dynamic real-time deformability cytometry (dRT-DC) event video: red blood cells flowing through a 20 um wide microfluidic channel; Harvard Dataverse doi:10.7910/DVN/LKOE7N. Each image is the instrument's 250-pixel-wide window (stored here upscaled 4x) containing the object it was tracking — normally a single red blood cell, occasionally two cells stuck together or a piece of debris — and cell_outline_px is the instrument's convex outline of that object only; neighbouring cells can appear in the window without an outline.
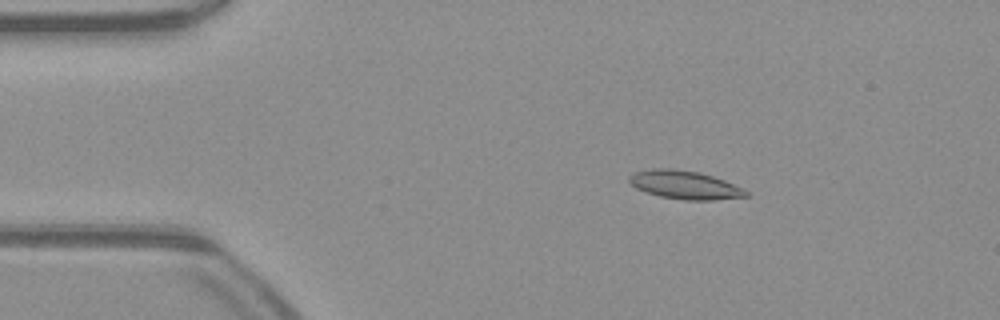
{"species": "common noctule bat (a hibernating species)", "species_latin": "Nyctalus noctula", "temperature_condition": "warm", "stored_images_in_passage": 51, "camera_frame_rate_fps": 3000, "um_per_image_px": 0.085, "animal": {"sex": "male", "body_mass_g": 23.1, "forearm_length_mm": 52.7}, "frame": {"image": 1, "passage_image": 9, "time_ms": 2.667, "image_size_px": [1000, 320], "cell_outline_px": [[748, 196], [716, 200], [684, 200], [660, 196], [636, 188], [628, 180], [628, 176], [632, 172], [652, 168], [672, 168], [700, 172], [724, 180], [744, 188], [748, 192]], "centroid_in_image_um": [58.2, 15.7], "position_along_channel_um": 26.8, "area_um2": 19.42}}
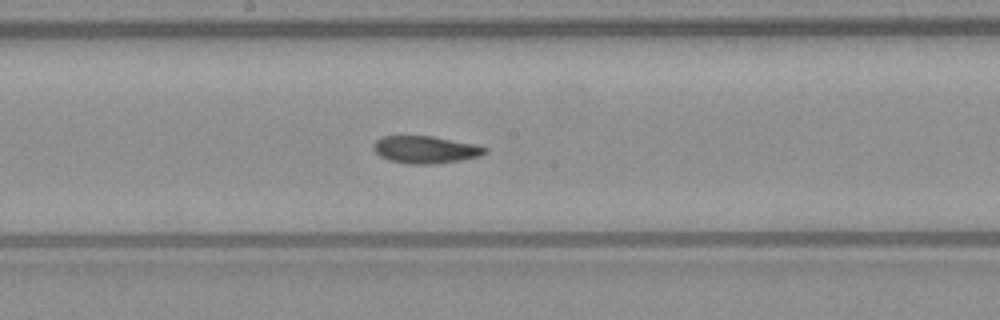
{"frame": {"image": 2, "passage_image": 27, "time_ms": 8.667, "image_size_px": [1000, 320], "cell_outline_px": [[488, 152], [480, 156], [460, 160], [432, 164], [408, 164], [388, 160], [380, 156], [372, 148], [372, 144], [380, 136], [432, 136], [476, 144], [488, 148]], "centroid_in_image_um": [36.15, 12.71], "position_along_channel_um": 212.0, "area_um2": 17.92}}
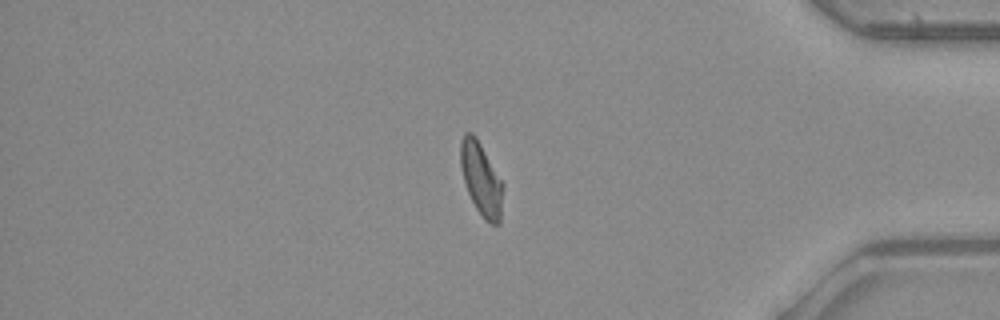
{"frame": {"image": 3, "passage_image": 43, "time_ms": 14.0, "image_size_px": [1000, 320], "cell_outline_px": [[504, 184], [500, 224], [492, 224], [484, 220], [476, 208], [468, 192], [460, 168], [460, 140], [464, 132], [472, 132], [476, 136]], "centroid_in_image_um": [40.9, 15.2], "position_along_channel_um": 394.3, "area_um2": 18.21}, "authors_computed_cell_mechanics": {"area_um2": 18.207, "velocity_mm_per_s": 4.053, "shape_relaxation_time_tau1_ms": null, "shape_relaxation_time_tau2_ms": 2.5782, "deformation_change_tau1": null, "deformation_change_tau2": 0.0807}}